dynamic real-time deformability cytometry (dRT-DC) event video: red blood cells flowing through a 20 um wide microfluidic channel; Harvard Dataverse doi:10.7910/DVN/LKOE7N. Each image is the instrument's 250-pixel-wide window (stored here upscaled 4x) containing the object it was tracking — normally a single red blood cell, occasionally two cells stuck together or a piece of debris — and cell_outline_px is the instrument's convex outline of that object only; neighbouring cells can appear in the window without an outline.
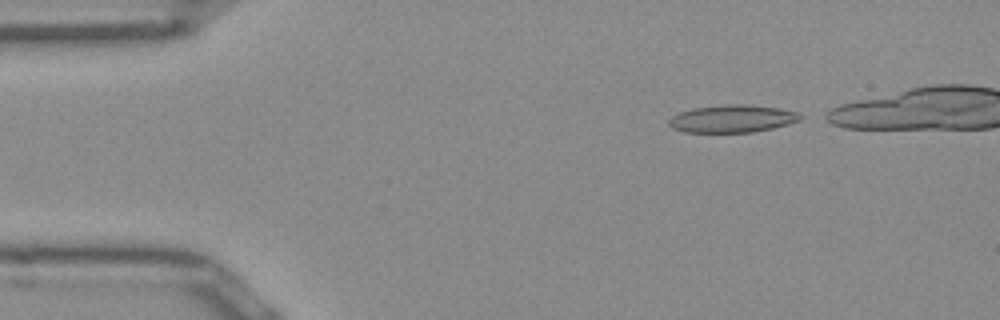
{"species": "Egyptian fruit bat (a non-hibernating species)", "species_latin": "Rousettus aegyptiacus", "temperature_condition": "room temperature", "stored_images_in_passage": 36, "camera_frame_rate_fps": 3000, "um_per_image_px": 0.085, "frame": {"image": 1, "passage_image": 2, "time_ms": 0.333, "image_size_px": [1000, 320], "cell_outline_px": [[804, 116], [800, 120], [788, 124], [772, 128], [752, 132], [684, 132], [672, 128], [668, 124], [668, 120], [672, 116], [680, 112], [692, 108], [724, 104], [748, 104], [780, 108], [796, 112]], "centroid_in_image_um": [62.24, 10.08], "position_along_channel_um": 22.8, "area_um2": 21.21}}
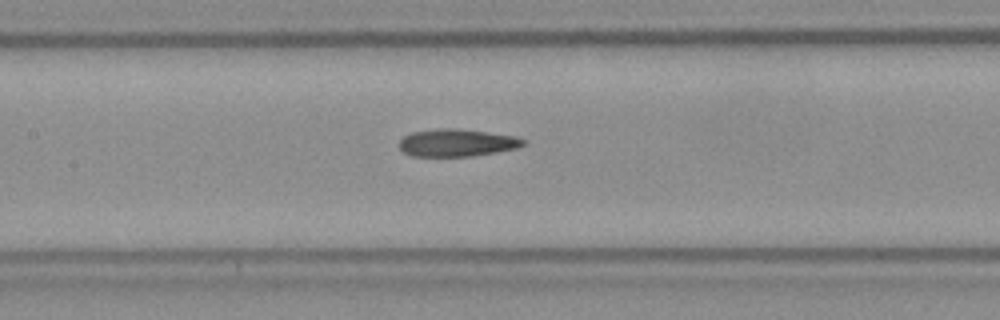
{"frame": {"image": 2, "passage_image": 18, "time_ms": 5.667, "image_size_px": [1000, 320], "cell_outline_px": [[524, 144], [516, 148], [496, 152], [472, 156], [412, 156], [404, 152], [400, 148], [400, 140], [404, 136], [412, 132], [436, 128], [456, 128], [488, 132], [516, 136], [524, 140]], "centroid_in_image_um": [38.82, 12.12], "position_along_channel_um": 168.6, "area_um2": 19.77}}
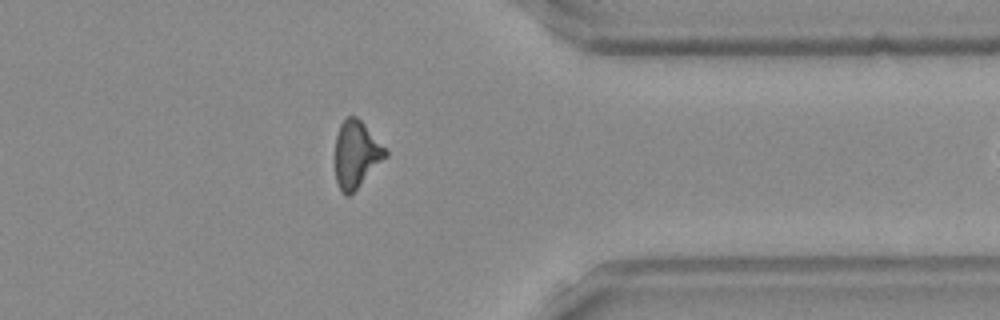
{"frame": {"image": 3, "passage_image": 35, "time_ms": 11.333, "image_size_px": [1000, 320], "cell_outline_px": [[388, 156], [348, 196], [344, 196], [336, 180], [336, 136], [340, 124], [348, 116], [356, 116], [364, 124], [388, 152]], "centroid_in_image_um": [30.28, 13.11], "position_along_channel_um": 381.1, "area_um2": 19.13}}